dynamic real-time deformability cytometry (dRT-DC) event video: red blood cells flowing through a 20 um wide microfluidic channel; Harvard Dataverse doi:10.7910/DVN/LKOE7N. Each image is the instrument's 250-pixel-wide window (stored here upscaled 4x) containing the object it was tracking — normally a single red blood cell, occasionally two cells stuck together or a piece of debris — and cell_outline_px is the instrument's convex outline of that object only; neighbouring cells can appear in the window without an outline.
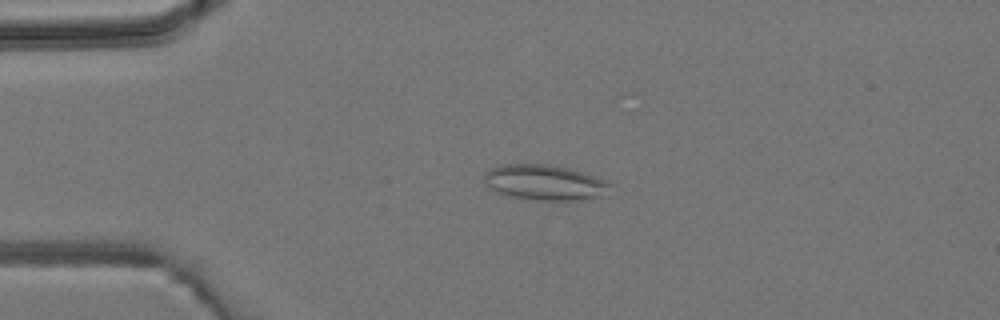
{"species": "common noctule bat (a hibernating species)", "species_latin": "Nyctalus noctula", "temperature_condition": "room temperature", "stored_images_in_passage": 3, "camera_frame_rate_fps": 3000, "um_per_image_px": 0.085, "animal": {"sex": "male", "body_mass_g": 19.2, "forearm_length_mm": 51.8}, "frame": {"image": 1, "passage_image": 3, "time_ms": 2.333, "image_size_px": [1000, 320], "cell_outline_px": [[612, 184], [608, 196], [572, 200], [536, 200], [512, 196], [500, 192], [492, 188], [484, 180], [484, 176], [488, 168], [500, 164], [552, 164], [568, 168], [608, 180]], "centroid_in_image_um": [46.37, 15.5], "position_along_channel_um": 38.6, "area_um2": 26.07}}